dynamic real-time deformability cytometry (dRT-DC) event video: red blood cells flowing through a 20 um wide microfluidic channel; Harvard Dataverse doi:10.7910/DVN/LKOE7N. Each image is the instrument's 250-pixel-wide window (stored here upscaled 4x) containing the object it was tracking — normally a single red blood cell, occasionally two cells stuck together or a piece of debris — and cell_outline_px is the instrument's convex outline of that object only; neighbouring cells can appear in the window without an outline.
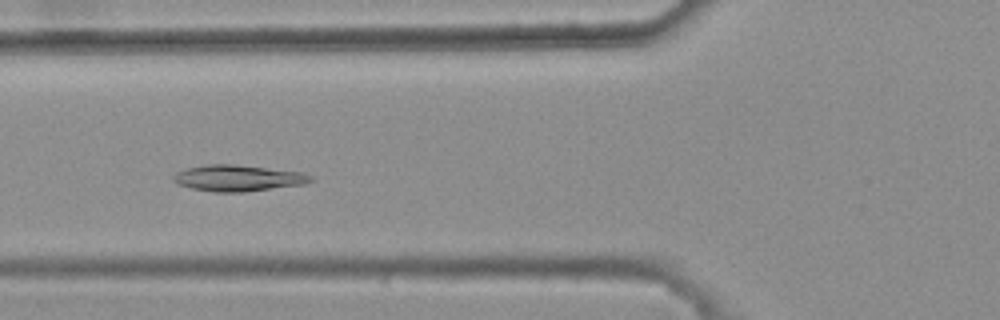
{"species": "common noctule bat (a hibernating species)", "species_latin": "Nyctalus noctula", "temperature_condition": "warm", "stored_images_in_passage": 30, "camera_frame_rate_fps": 3000, "um_per_image_px": 0.085, "animal": {"sex": "female", "body_mass_g": 25.1}, "frame": {"image": 1, "passage_image": 4, "time_ms": 1.0, "image_size_px": [1000, 320], "cell_outline_px": [[316, 180], [304, 184], [244, 192], [212, 192], [192, 188], [176, 184], [172, 180], [172, 176], [176, 172], [188, 168], [208, 164], [232, 164], [304, 172], [312, 176]], "centroid_in_image_um": [20.24, 15.14], "position_along_channel_um": 105.6, "area_um2": 21.1}}
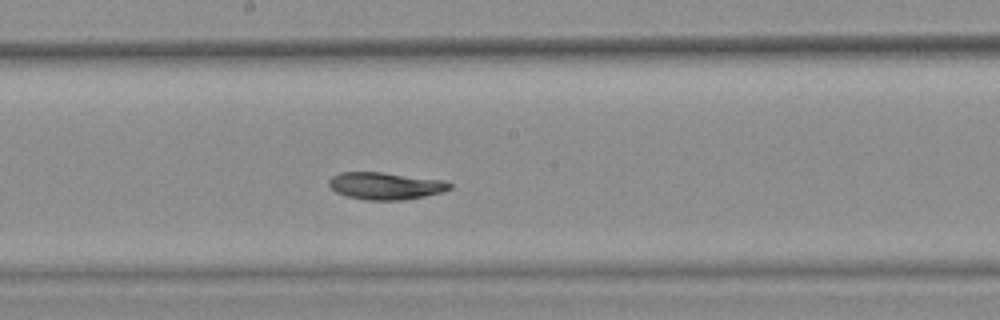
{"frame": {"image": 2, "passage_image": 13, "time_ms": 4.0, "image_size_px": [1000, 320], "cell_outline_px": [[452, 188], [444, 192], [404, 200], [368, 200], [348, 196], [336, 192], [328, 184], [328, 180], [332, 176], [340, 172], [380, 172], [444, 180], [452, 184]], "centroid_in_image_um": [32.79, 15.79], "position_along_channel_um": 215.4, "area_um2": 19.13}}
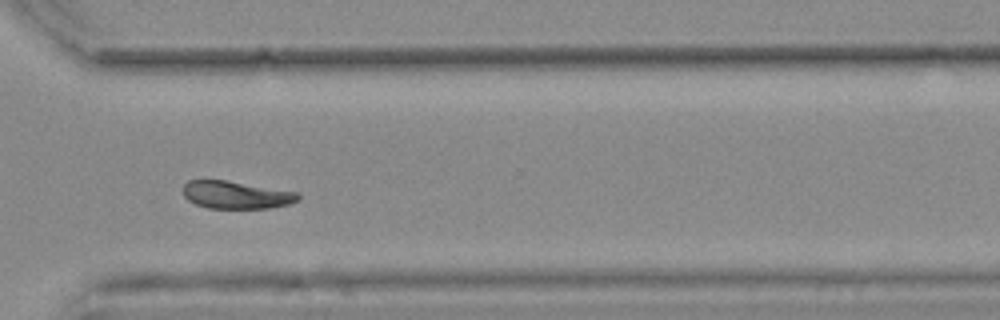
{"frame": {"image": 3, "passage_image": 24, "time_ms": 7.667, "image_size_px": [1000, 320], "cell_outline_px": [[300, 200], [288, 204], [268, 208], [208, 208], [196, 204], [188, 200], [184, 196], [184, 184], [188, 180], [228, 180], [296, 192], [300, 196]], "centroid_in_image_um": [20.06, 16.56], "position_along_channel_um": 350.5, "area_um2": 18.44}, "authors_computed_cell_mechanics": {"area_um2": 19.4497, "velocity_mm_per_s": 3.6727, "shape_relaxation_time_tau1_ms": 5.2254, "shape_relaxation_time_tau2_ms": 7.6463, "deformation_change_tau1": 0.1219, "deformation_change_tau2": 0.0881}}